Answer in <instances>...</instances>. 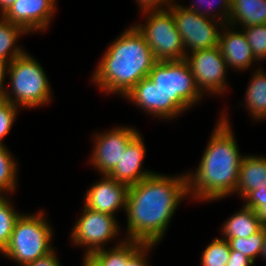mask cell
I'll return each instance as SVG.
<instances>
[{
	"label": "cell",
	"instance_id": "22",
	"mask_svg": "<svg viewBox=\"0 0 266 266\" xmlns=\"http://www.w3.org/2000/svg\"><path fill=\"white\" fill-rule=\"evenodd\" d=\"M265 236V226L257 233L246 238H226L230 250L241 252L244 256L254 262L257 255H260Z\"/></svg>",
	"mask_w": 266,
	"mask_h": 266
},
{
	"label": "cell",
	"instance_id": "17",
	"mask_svg": "<svg viewBox=\"0 0 266 266\" xmlns=\"http://www.w3.org/2000/svg\"><path fill=\"white\" fill-rule=\"evenodd\" d=\"M228 19L229 24L237 20L244 27L266 24V0H231Z\"/></svg>",
	"mask_w": 266,
	"mask_h": 266
},
{
	"label": "cell",
	"instance_id": "7",
	"mask_svg": "<svg viewBox=\"0 0 266 266\" xmlns=\"http://www.w3.org/2000/svg\"><path fill=\"white\" fill-rule=\"evenodd\" d=\"M147 25L135 26L144 36L156 61L185 59L186 53L173 14L166 10L149 11Z\"/></svg>",
	"mask_w": 266,
	"mask_h": 266
},
{
	"label": "cell",
	"instance_id": "18",
	"mask_svg": "<svg viewBox=\"0 0 266 266\" xmlns=\"http://www.w3.org/2000/svg\"><path fill=\"white\" fill-rule=\"evenodd\" d=\"M263 227L256 212L252 208L244 206L240 212L226 221L223 234L226 238H246L257 233Z\"/></svg>",
	"mask_w": 266,
	"mask_h": 266
},
{
	"label": "cell",
	"instance_id": "3",
	"mask_svg": "<svg viewBox=\"0 0 266 266\" xmlns=\"http://www.w3.org/2000/svg\"><path fill=\"white\" fill-rule=\"evenodd\" d=\"M232 134L223 116L213 131L196 174L194 177L187 175L188 194L194 191L197 199L216 200L235 191L243 156Z\"/></svg>",
	"mask_w": 266,
	"mask_h": 266
},
{
	"label": "cell",
	"instance_id": "4",
	"mask_svg": "<svg viewBox=\"0 0 266 266\" xmlns=\"http://www.w3.org/2000/svg\"><path fill=\"white\" fill-rule=\"evenodd\" d=\"M100 62L93 81L107 93L119 92L124 96L148 77L157 61L144 36L133 27L112 43Z\"/></svg>",
	"mask_w": 266,
	"mask_h": 266
},
{
	"label": "cell",
	"instance_id": "21",
	"mask_svg": "<svg viewBox=\"0 0 266 266\" xmlns=\"http://www.w3.org/2000/svg\"><path fill=\"white\" fill-rule=\"evenodd\" d=\"M27 31L20 25L11 23L6 19L0 20V60L8 59L12 62L15 58L23 55L25 52L18 47H13L20 33ZM11 52V53H10ZM9 54V55H8Z\"/></svg>",
	"mask_w": 266,
	"mask_h": 266
},
{
	"label": "cell",
	"instance_id": "30",
	"mask_svg": "<svg viewBox=\"0 0 266 266\" xmlns=\"http://www.w3.org/2000/svg\"><path fill=\"white\" fill-rule=\"evenodd\" d=\"M253 263L252 260L244 256L241 252L231 250L226 266H250L253 265Z\"/></svg>",
	"mask_w": 266,
	"mask_h": 266
},
{
	"label": "cell",
	"instance_id": "8",
	"mask_svg": "<svg viewBox=\"0 0 266 266\" xmlns=\"http://www.w3.org/2000/svg\"><path fill=\"white\" fill-rule=\"evenodd\" d=\"M193 6V4L190 7L169 4L168 7V11L173 14L184 48L190 47L193 53L218 46L220 33L214 22L216 19L211 21Z\"/></svg>",
	"mask_w": 266,
	"mask_h": 266
},
{
	"label": "cell",
	"instance_id": "27",
	"mask_svg": "<svg viewBox=\"0 0 266 266\" xmlns=\"http://www.w3.org/2000/svg\"><path fill=\"white\" fill-rule=\"evenodd\" d=\"M17 107L4 98L0 99V146H4L1 141L12 127L17 113Z\"/></svg>",
	"mask_w": 266,
	"mask_h": 266
},
{
	"label": "cell",
	"instance_id": "9",
	"mask_svg": "<svg viewBox=\"0 0 266 266\" xmlns=\"http://www.w3.org/2000/svg\"><path fill=\"white\" fill-rule=\"evenodd\" d=\"M118 233L114 215L93 211L85 207L83 216L77 221L72 232L75 244L89 246L85 256L102 249L101 244Z\"/></svg>",
	"mask_w": 266,
	"mask_h": 266
},
{
	"label": "cell",
	"instance_id": "23",
	"mask_svg": "<svg viewBox=\"0 0 266 266\" xmlns=\"http://www.w3.org/2000/svg\"><path fill=\"white\" fill-rule=\"evenodd\" d=\"M230 246L225 239H214L202 254V266H226L230 255Z\"/></svg>",
	"mask_w": 266,
	"mask_h": 266
},
{
	"label": "cell",
	"instance_id": "2",
	"mask_svg": "<svg viewBox=\"0 0 266 266\" xmlns=\"http://www.w3.org/2000/svg\"><path fill=\"white\" fill-rule=\"evenodd\" d=\"M201 91L185 59L157 61L148 77L141 79L126 95L148 113L174 118L196 103Z\"/></svg>",
	"mask_w": 266,
	"mask_h": 266
},
{
	"label": "cell",
	"instance_id": "37",
	"mask_svg": "<svg viewBox=\"0 0 266 266\" xmlns=\"http://www.w3.org/2000/svg\"><path fill=\"white\" fill-rule=\"evenodd\" d=\"M83 266H97L88 256H85Z\"/></svg>",
	"mask_w": 266,
	"mask_h": 266
},
{
	"label": "cell",
	"instance_id": "15",
	"mask_svg": "<svg viewBox=\"0 0 266 266\" xmlns=\"http://www.w3.org/2000/svg\"><path fill=\"white\" fill-rule=\"evenodd\" d=\"M218 47L226 65H232L239 70L246 69L256 58L243 33L227 31L220 34Z\"/></svg>",
	"mask_w": 266,
	"mask_h": 266
},
{
	"label": "cell",
	"instance_id": "32",
	"mask_svg": "<svg viewBox=\"0 0 266 266\" xmlns=\"http://www.w3.org/2000/svg\"><path fill=\"white\" fill-rule=\"evenodd\" d=\"M140 5L142 6L143 10H147L148 11H159L161 8V4H166L169 2H172L171 0H137ZM166 2V3H165ZM159 6V8H158ZM158 8V9H157Z\"/></svg>",
	"mask_w": 266,
	"mask_h": 266
},
{
	"label": "cell",
	"instance_id": "28",
	"mask_svg": "<svg viewBox=\"0 0 266 266\" xmlns=\"http://www.w3.org/2000/svg\"><path fill=\"white\" fill-rule=\"evenodd\" d=\"M246 207L252 208L266 227V188L255 189L246 197Z\"/></svg>",
	"mask_w": 266,
	"mask_h": 266
},
{
	"label": "cell",
	"instance_id": "10",
	"mask_svg": "<svg viewBox=\"0 0 266 266\" xmlns=\"http://www.w3.org/2000/svg\"><path fill=\"white\" fill-rule=\"evenodd\" d=\"M200 91L221 93L225 90L224 76L227 65L218 46L193 52L185 57Z\"/></svg>",
	"mask_w": 266,
	"mask_h": 266
},
{
	"label": "cell",
	"instance_id": "31",
	"mask_svg": "<svg viewBox=\"0 0 266 266\" xmlns=\"http://www.w3.org/2000/svg\"><path fill=\"white\" fill-rule=\"evenodd\" d=\"M23 266H60V264L54 254V251L52 250L47 255L40 257Z\"/></svg>",
	"mask_w": 266,
	"mask_h": 266
},
{
	"label": "cell",
	"instance_id": "16",
	"mask_svg": "<svg viewBox=\"0 0 266 266\" xmlns=\"http://www.w3.org/2000/svg\"><path fill=\"white\" fill-rule=\"evenodd\" d=\"M262 188H266V158L243 157L235 191H239L245 199L251 191Z\"/></svg>",
	"mask_w": 266,
	"mask_h": 266
},
{
	"label": "cell",
	"instance_id": "6",
	"mask_svg": "<svg viewBox=\"0 0 266 266\" xmlns=\"http://www.w3.org/2000/svg\"><path fill=\"white\" fill-rule=\"evenodd\" d=\"M8 64L15 98L13 100L9 92L5 91V100L23 107H36L49 102L51 91L48 80L43 68L35 59L24 53Z\"/></svg>",
	"mask_w": 266,
	"mask_h": 266
},
{
	"label": "cell",
	"instance_id": "12",
	"mask_svg": "<svg viewBox=\"0 0 266 266\" xmlns=\"http://www.w3.org/2000/svg\"><path fill=\"white\" fill-rule=\"evenodd\" d=\"M55 0H17L2 18L22 26L27 32L46 29L52 16Z\"/></svg>",
	"mask_w": 266,
	"mask_h": 266
},
{
	"label": "cell",
	"instance_id": "33",
	"mask_svg": "<svg viewBox=\"0 0 266 266\" xmlns=\"http://www.w3.org/2000/svg\"><path fill=\"white\" fill-rule=\"evenodd\" d=\"M7 66V61L5 60H0V99L3 98L5 90L3 88V81H4V76L6 74V69L8 68Z\"/></svg>",
	"mask_w": 266,
	"mask_h": 266
},
{
	"label": "cell",
	"instance_id": "14",
	"mask_svg": "<svg viewBox=\"0 0 266 266\" xmlns=\"http://www.w3.org/2000/svg\"><path fill=\"white\" fill-rule=\"evenodd\" d=\"M145 150L143 140L138 134L127 145L119 163L109 176L118 182L131 186L153 174V172L141 171Z\"/></svg>",
	"mask_w": 266,
	"mask_h": 266
},
{
	"label": "cell",
	"instance_id": "35",
	"mask_svg": "<svg viewBox=\"0 0 266 266\" xmlns=\"http://www.w3.org/2000/svg\"><path fill=\"white\" fill-rule=\"evenodd\" d=\"M17 0H0V7L2 14Z\"/></svg>",
	"mask_w": 266,
	"mask_h": 266
},
{
	"label": "cell",
	"instance_id": "24",
	"mask_svg": "<svg viewBox=\"0 0 266 266\" xmlns=\"http://www.w3.org/2000/svg\"><path fill=\"white\" fill-rule=\"evenodd\" d=\"M20 217L5 197L0 198V251L7 247L16 220Z\"/></svg>",
	"mask_w": 266,
	"mask_h": 266
},
{
	"label": "cell",
	"instance_id": "26",
	"mask_svg": "<svg viewBox=\"0 0 266 266\" xmlns=\"http://www.w3.org/2000/svg\"><path fill=\"white\" fill-rule=\"evenodd\" d=\"M244 34L247 38L254 57L258 60L266 58V24L252 25L244 28Z\"/></svg>",
	"mask_w": 266,
	"mask_h": 266
},
{
	"label": "cell",
	"instance_id": "19",
	"mask_svg": "<svg viewBox=\"0 0 266 266\" xmlns=\"http://www.w3.org/2000/svg\"><path fill=\"white\" fill-rule=\"evenodd\" d=\"M144 243L128 240L115 249L105 251L100 249L88 256L97 266H126L128 259L143 245Z\"/></svg>",
	"mask_w": 266,
	"mask_h": 266
},
{
	"label": "cell",
	"instance_id": "11",
	"mask_svg": "<svg viewBox=\"0 0 266 266\" xmlns=\"http://www.w3.org/2000/svg\"><path fill=\"white\" fill-rule=\"evenodd\" d=\"M138 135V131L131 128L113 129L97 136L93 151L92 163L103 175H109L122 157L127 145Z\"/></svg>",
	"mask_w": 266,
	"mask_h": 266
},
{
	"label": "cell",
	"instance_id": "5",
	"mask_svg": "<svg viewBox=\"0 0 266 266\" xmlns=\"http://www.w3.org/2000/svg\"><path fill=\"white\" fill-rule=\"evenodd\" d=\"M51 237V228L44 220L42 212L33 216L20 215L2 253L23 266L52 251Z\"/></svg>",
	"mask_w": 266,
	"mask_h": 266
},
{
	"label": "cell",
	"instance_id": "13",
	"mask_svg": "<svg viewBox=\"0 0 266 266\" xmlns=\"http://www.w3.org/2000/svg\"><path fill=\"white\" fill-rule=\"evenodd\" d=\"M93 185L86 193L85 207L105 214H111L123 206L126 210L129 186L114 180L109 175Z\"/></svg>",
	"mask_w": 266,
	"mask_h": 266
},
{
	"label": "cell",
	"instance_id": "1",
	"mask_svg": "<svg viewBox=\"0 0 266 266\" xmlns=\"http://www.w3.org/2000/svg\"><path fill=\"white\" fill-rule=\"evenodd\" d=\"M187 194V175L170 178L153 173L129 186L125 210L128 240L158 243L180 200Z\"/></svg>",
	"mask_w": 266,
	"mask_h": 266
},
{
	"label": "cell",
	"instance_id": "29",
	"mask_svg": "<svg viewBox=\"0 0 266 266\" xmlns=\"http://www.w3.org/2000/svg\"><path fill=\"white\" fill-rule=\"evenodd\" d=\"M156 244H143L127 261L126 266H147L144 258L147 249ZM146 249V250H145Z\"/></svg>",
	"mask_w": 266,
	"mask_h": 266
},
{
	"label": "cell",
	"instance_id": "36",
	"mask_svg": "<svg viewBox=\"0 0 266 266\" xmlns=\"http://www.w3.org/2000/svg\"><path fill=\"white\" fill-rule=\"evenodd\" d=\"M263 255L264 257H266V227H265V236H264V239H263V245H262V248H261V253L260 255Z\"/></svg>",
	"mask_w": 266,
	"mask_h": 266
},
{
	"label": "cell",
	"instance_id": "34",
	"mask_svg": "<svg viewBox=\"0 0 266 266\" xmlns=\"http://www.w3.org/2000/svg\"><path fill=\"white\" fill-rule=\"evenodd\" d=\"M201 1H205V0H200V2ZM220 1V0H219ZM205 2H207V1H205ZM203 2H201V4H202ZM208 3V2H207ZM220 3H223L222 5H223V7L225 8V9H223L224 10V12L223 13H225V14H223L224 16V19L226 18L227 19V21H228V17H229V15H230V8H231V0H221L220 1ZM204 4H206V3H204ZM209 4V3H208ZM207 4V5H208ZM211 4V3H210ZM209 7H210V5H209ZM226 10V11H225Z\"/></svg>",
	"mask_w": 266,
	"mask_h": 266
},
{
	"label": "cell",
	"instance_id": "25",
	"mask_svg": "<svg viewBox=\"0 0 266 266\" xmlns=\"http://www.w3.org/2000/svg\"><path fill=\"white\" fill-rule=\"evenodd\" d=\"M16 164L7 148L0 146V193L15 190Z\"/></svg>",
	"mask_w": 266,
	"mask_h": 266
},
{
	"label": "cell",
	"instance_id": "20",
	"mask_svg": "<svg viewBox=\"0 0 266 266\" xmlns=\"http://www.w3.org/2000/svg\"><path fill=\"white\" fill-rule=\"evenodd\" d=\"M251 81L246 95L247 107L253 117L262 119L266 117V75L257 71Z\"/></svg>",
	"mask_w": 266,
	"mask_h": 266
}]
</instances>
